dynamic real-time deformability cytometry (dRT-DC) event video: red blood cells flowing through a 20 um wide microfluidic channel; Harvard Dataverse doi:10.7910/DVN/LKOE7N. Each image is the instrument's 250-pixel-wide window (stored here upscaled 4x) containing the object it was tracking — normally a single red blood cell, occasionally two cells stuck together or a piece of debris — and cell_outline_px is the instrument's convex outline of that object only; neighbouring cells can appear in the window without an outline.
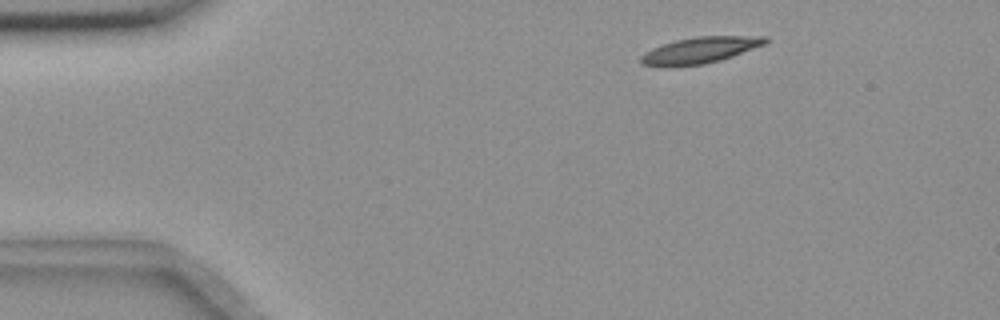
{"species": "common noctule bat (a hibernating species)", "species_latin": "Nyctalus noctula", "temperature_condition": "room temperature", "stored_images_in_passage": 51, "camera_frame_rate_fps": 3000, "um_per_image_px": 0.085, "animal": {"sex": "female", "body_mass_g": 18.4}, "frame": {"image": 1, "passage_image": 4, "time_ms": 1.0, "image_size_px": [1000, 320], "cell_outline_px": [[768, 40], [764, 44], [732, 56], [720, 60], [704, 64], [672, 68], [668, 68], [640, 64], [640, 56], [644, 52], [652, 48], [676, 40], [696, 36], [768, 36]], "centroid_in_image_um": [59.43, 4.29], "position_along_channel_um": 25.6, "area_um2": 19.25}}
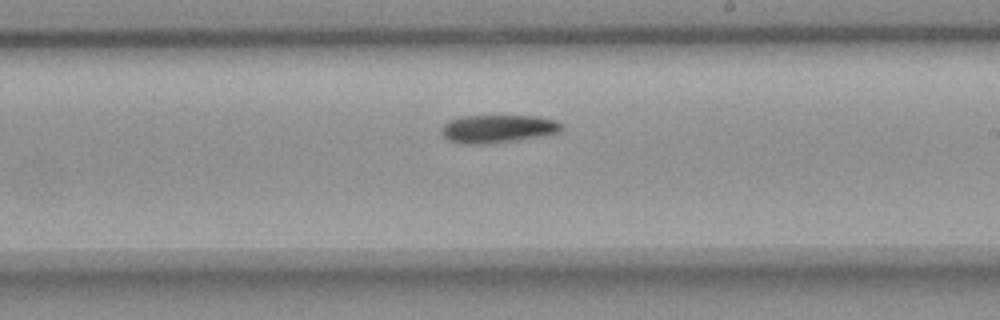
{"frame": {"image": 2, "passage_image": 28, "time_ms": 9.0, "image_size_px": [1000, 320], "cell_outline_px": [[564, 128], [560, 132], [548, 136], [484, 144], [464, 144], [448, 140], [440, 132], [440, 128], [448, 120], [460, 116], [536, 116], [556, 120], [564, 124]], "centroid_in_image_um": [42.35, 10.94], "position_along_channel_um": 246.6, "area_um2": 20.0}}
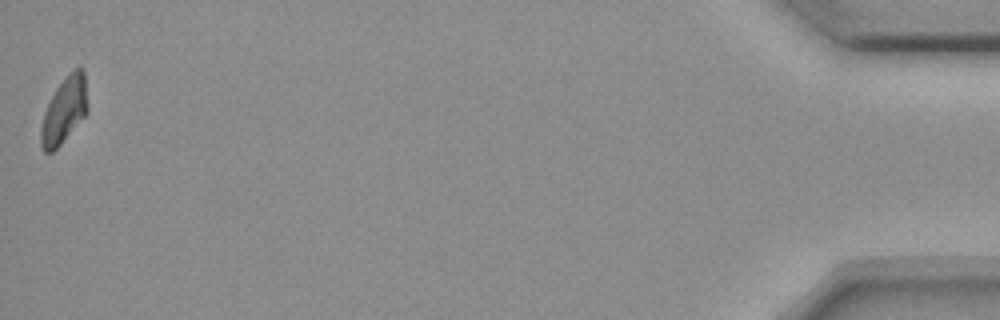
{"frame": {"image": 3, "passage_image": 51, "time_ms": 16.667, "image_size_px": [1000, 320], "cell_outline_px": [[88, 108], [84, 116], [60, 144], [52, 152], [44, 152], [40, 144], [40, 128], [44, 112], [56, 88], [80, 64], [84, 72]], "centroid_in_image_um": [5.44, 9.39], "position_along_channel_um": 429.8, "area_um2": 17.51}, "authors_computed_cell_mechanics": {"area_um2": 19.3052, "velocity_mm_per_s": 3.6337, "shape_relaxation_time_tau1_ms": 6.0823, "shape_relaxation_time_tau2_ms": null, "deformation_change_tau1": 0.1493, "deformation_change_tau2": null}}